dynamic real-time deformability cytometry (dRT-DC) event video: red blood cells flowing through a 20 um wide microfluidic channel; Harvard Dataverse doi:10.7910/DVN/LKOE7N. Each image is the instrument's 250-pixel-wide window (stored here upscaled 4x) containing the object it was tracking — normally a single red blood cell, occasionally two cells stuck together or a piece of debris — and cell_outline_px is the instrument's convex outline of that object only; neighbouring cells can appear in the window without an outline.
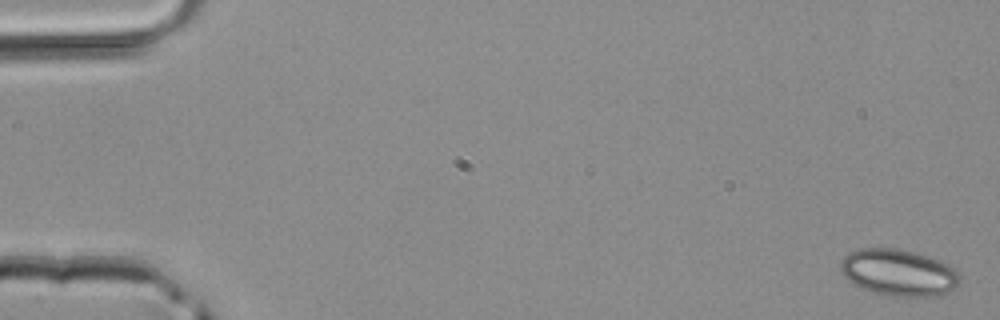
{"species": "common noctule bat (a hibernating species)", "species_latin": "Nyctalus noctula", "temperature_condition": "room temperature", "stored_images_in_passage": 3, "camera_frame_rate_fps": 3000, "um_per_image_px": 0.085, "animal": {"sex": "male", "body_mass_g": 20.4}, "frame": {"image": 1, "passage_image": 1, "time_ms": 0.0, "image_size_px": [1000, 320], "cell_outline_px": [[960, 284], [936, 296], [908, 300], [884, 296], [872, 292], [852, 284], [840, 272], [840, 260], [848, 252], [860, 248], [896, 248], [928, 256], [940, 260], [948, 264], [960, 276]], "centroid_in_image_um": [76.34, 23.21], "position_along_channel_um": 8.7, "area_um2": 33.29}}